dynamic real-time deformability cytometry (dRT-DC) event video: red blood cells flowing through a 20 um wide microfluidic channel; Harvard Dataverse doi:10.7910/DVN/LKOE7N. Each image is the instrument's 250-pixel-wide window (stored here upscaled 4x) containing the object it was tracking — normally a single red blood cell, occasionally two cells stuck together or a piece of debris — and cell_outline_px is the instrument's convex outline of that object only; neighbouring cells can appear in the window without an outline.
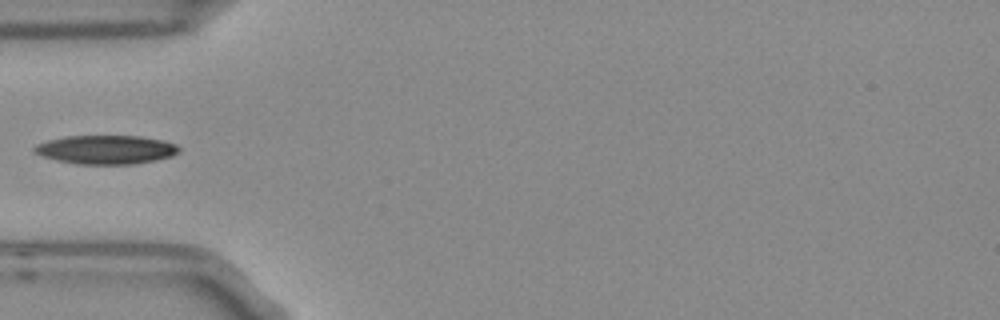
{"species": "Egyptian fruit bat (a non-hibernating species)", "species_latin": "Rousettus aegyptiacus", "temperature_condition": "room temperature", "stored_images_in_passage": 2, "camera_frame_rate_fps": 3000, "um_per_image_px": 0.085, "frame": {"image": 1, "passage_image": 1, "time_ms": 0.0, "image_size_px": [1000, 320], "cell_outline_px": [[180, 152], [172, 156], [156, 160], [132, 164], [76, 164], [44, 156], [36, 152], [32, 148], [36, 144], [48, 140], [64, 136], [140, 136], [160, 140], [176, 144], [180, 148]], "centroid_in_image_um": [9.04, 12.71], "position_along_channel_um": 76.0, "area_um2": 24.1}}
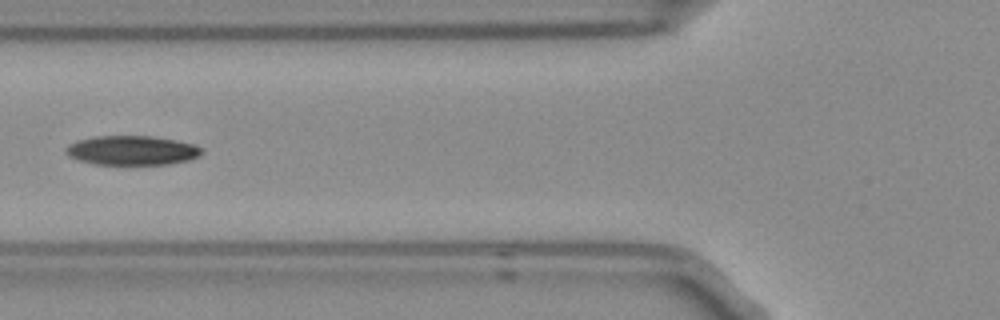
{"frame": {"image": 2, "passage_image": 2, "time_ms": 0.333, "image_size_px": [1000, 320], "cell_outline_px": [[200, 156], [188, 160], [168, 164], [92, 164], [68, 156], [64, 152], [64, 148], [68, 144], [76, 140], [96, 136], [152, 136], [176, 140], [192, 144], [200, 148]], "centroid_in_image_um": [11.14, 12.78], "position_along_channel_um": 114.7, "area_um2": 23.18}}